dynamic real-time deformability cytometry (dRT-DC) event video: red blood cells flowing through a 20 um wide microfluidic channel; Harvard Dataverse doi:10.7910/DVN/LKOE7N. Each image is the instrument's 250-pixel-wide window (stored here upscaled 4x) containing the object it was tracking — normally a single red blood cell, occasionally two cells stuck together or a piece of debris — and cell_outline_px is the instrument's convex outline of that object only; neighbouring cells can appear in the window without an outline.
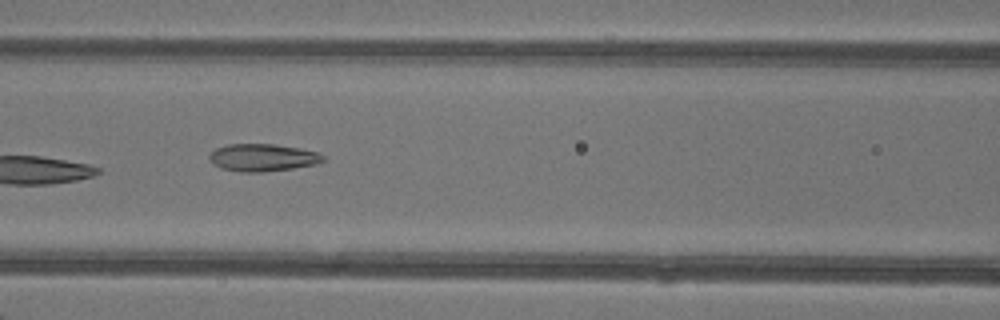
{"species": "common noctule bat (a hibernating species)", "species_latin": "Nyctalus noctula", "temperature_condition": "warm", "stored_images_in_passage": 7, "camera_frame_rate_fps": 3000, "um_per_image_px": 0.085, "animal": {"sex": "female"}, "frame": {"image": 1, "passage_image": 6, "time_ms": 7.0, "image_size_px": [1000, 320], "cell_outline_px": [[324, 160], [316, 164], [292, 168], [260, 172], [240, 172], [220, 168], [212, 164], [208, 156], [216, 148], [228, 144], [272, 144], [300, 148], [320, 152], [324, 156]], "centroid_in_image_um": [22.32, 13.39], "position_along_channel_um": 144.3, "area_um2": 18.21}}
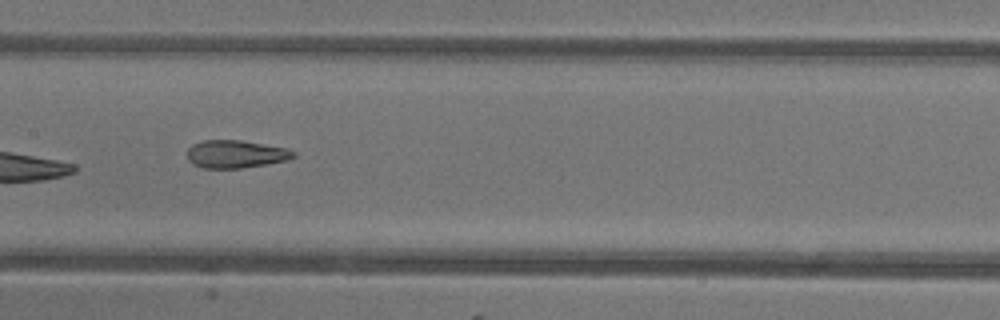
{"frame": {"image": 2, "passage_image": 7, "time_ms": 8.0, "image_size_px": [1000, 320], "cell_outline_px": [[296, 156], [288, 160], [240, 168], [204, 168], [192, 164], [188, 160], [188, 148], [192, 144], [204, 140], [240, 140], [288, 148], [296, 152]], "centroid_in_image_um": [20.04, 13.09], "position_along_channel_um": 187.4, "area_um2": 17.22}}